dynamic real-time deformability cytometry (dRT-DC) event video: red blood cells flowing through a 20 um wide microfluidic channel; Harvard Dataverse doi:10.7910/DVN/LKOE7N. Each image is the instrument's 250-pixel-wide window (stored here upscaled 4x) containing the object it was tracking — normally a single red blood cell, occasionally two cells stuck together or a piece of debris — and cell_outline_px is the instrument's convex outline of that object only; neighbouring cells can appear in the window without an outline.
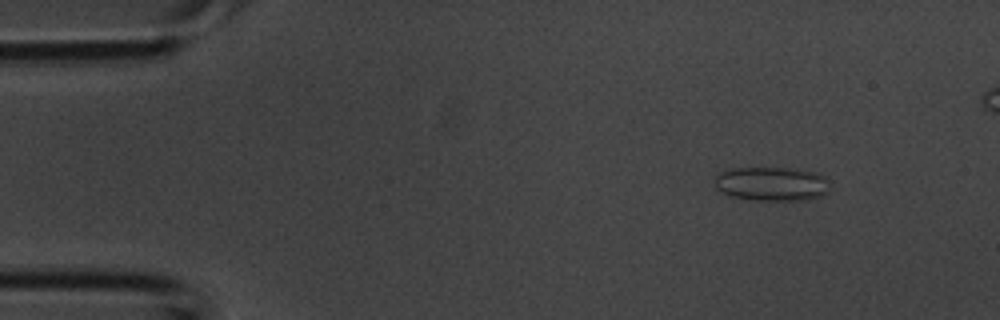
{"species": "common noctule bat (a hibernating species)", "species_latin": "Nyctalus noctula", "temperature_condition": "room temperature", "stored_images_in_passage": 4, "camera_frame_rate_fps": 3000, "um_per_image_px": 0.085, "animal": {"sex": "male", "body_mass_g": 20.1, "forearm_length_mm": 53.5}, "frame": {"image": 1, "passage_image": 2, "time_ms": 0.333, "image_size_px": [1000, 320], "cell_outline_px": [[832, 188], [828, 192], [820, 196], [808, 200], [756, 200], [732, 196], [716, 188], [716, 176], [720, 172], [732, 168], [792, 168], [816, 172], [824, 176], [828, 180]], "centroid_in_image_um": [65.67, 15.62], "position_along_channel_um": 19.3, "area_um2": 22.95}}